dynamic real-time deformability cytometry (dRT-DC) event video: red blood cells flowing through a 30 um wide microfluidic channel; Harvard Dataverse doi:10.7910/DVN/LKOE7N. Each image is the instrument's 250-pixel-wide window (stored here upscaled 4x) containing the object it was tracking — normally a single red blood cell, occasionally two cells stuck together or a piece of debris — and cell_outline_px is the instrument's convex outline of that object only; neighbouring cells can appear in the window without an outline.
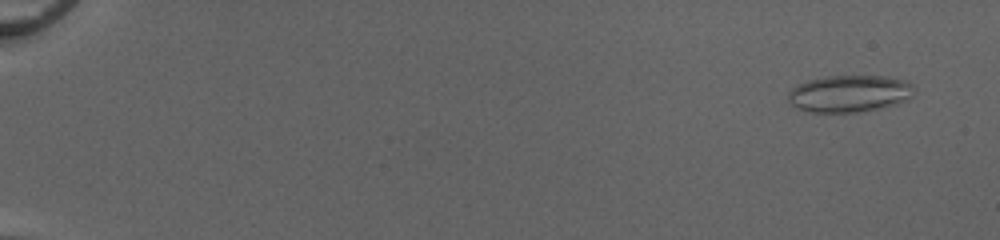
{"species": "common noctule bat (a hibernating species)", "species_latin": "Nyctalus noctula", "temperature_condition": "cold", "stored_images_in_passage": 53, "camera_frame_rate_fps": 3000, "um_per_image_px": 0.085, "animal": {"sex": "female", "body_mass_g": 20.0, "forearm_length_mm": 54.0}, "frame": {"image": 1, "passage_image": 4, "time_ms": 1.0, "image_size_px": [1000, 240], "cell_outline_px": [[916, 92], [908, 100], [864, 112], [808, 112], [796, 108], [788, 100], [788, 92], [796, 84], [808, 80], [828, 76], [884, 76], [904, 80], [912, 84], [916, 88]], "centroid_in_image_um": [72.21, 7.96], "position_along_channel_um": 12.8, "area_um2": 27.4}}
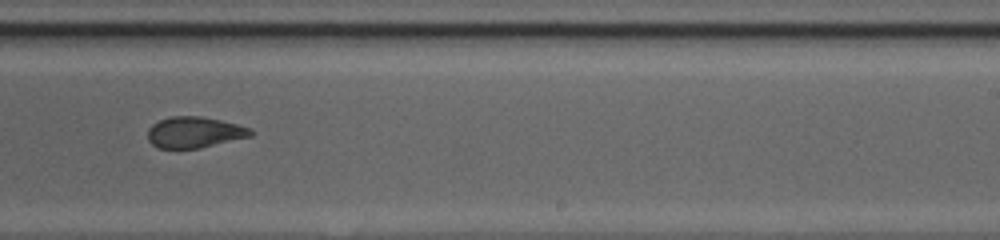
{"frame": {"image": 2, "passage_image": 36, "time_ms": 11.667, "image_size_px": [1000, 240], "cell_outline_px": [[252, 136], [200, 148], [156, 148], [148, 140], [148, 128], [152, 124], [160, 120], [172, 116], [200, 116], [220, 120], [252, 128]], "centroid_in_image_um": [16.52, 11.25], "position_along_channel_um": 272.5, "area_um2": 18.61}}
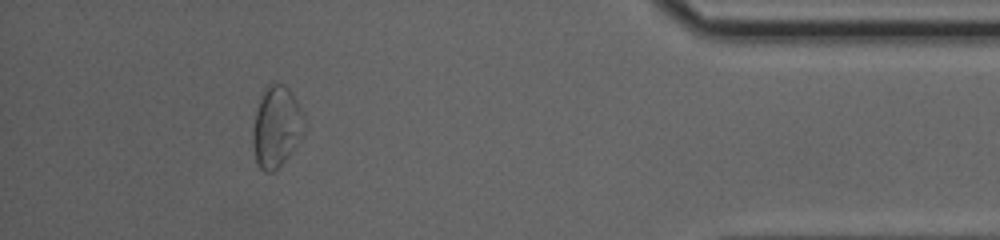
{"frame": {"image": 3, "passage_image": 49, "time_ms": 16.0, "image_size_px": [1000, 240], "cell_outline_px": [[304, 132], [288, 156], [272, 172], [264, 172], [260, 168], [256, 160], [252, 144], [252, 128], [260, 96], [264, 88], [272, 84], [284, 84], [292, 92], [304, 116]], "centroid_in_image_um": [23.47, 10.76], "position_along_channel_um": 411.7, "area_um2": 24.1}, "authors_computed_cell_mechanics": {"area_um2": 22.0218, "velocity_mm_per_s": 4.1305, "shape_relaxation_time_tau1_ms": null, "shape_relaxation_time_tau2_ms": 1.5484, "deformation_change_tau1": null, "deformation_change_tau2": 0.0761}}